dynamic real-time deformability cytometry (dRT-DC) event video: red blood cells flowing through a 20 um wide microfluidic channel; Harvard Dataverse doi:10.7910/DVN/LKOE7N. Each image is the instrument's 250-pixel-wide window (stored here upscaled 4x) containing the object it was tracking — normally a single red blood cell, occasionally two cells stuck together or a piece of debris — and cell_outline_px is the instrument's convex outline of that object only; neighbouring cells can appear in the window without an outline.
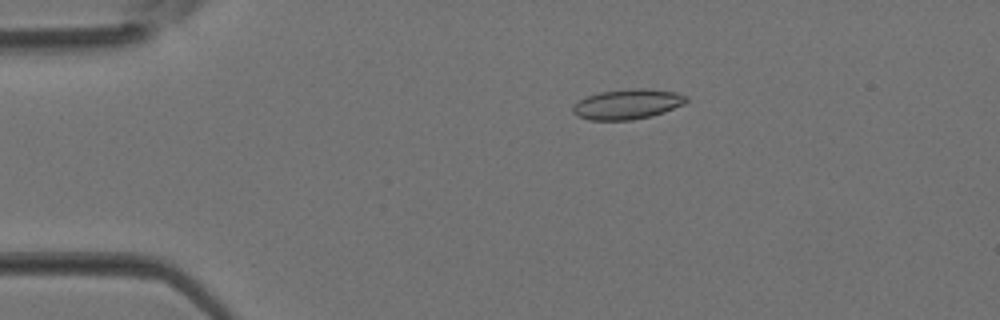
{"species": "Egyptian fruit bat (a non-hibernating species)", "species_latin": "Rousettus aegyptiacus", "temperature_condition": "room temperature", "stored_images_in_passage": 3, "camera_frame_rate_fps": 3000, "um_per_image_px": 0.085, "animal": {"sex": "female"}, "frame": {"image": 1, "passage_image": 2, "time_ms": 0.333, "image_size_px": [1000, 320], "cell_outline_px": [[688, 100], [684, 104], [664, 112], [652, 116], [632, 120], [588, 120], [576, 116], [572, 112], [572, 108], [580, 100], [588, 96], [600, 92], [632, 88], [648, 88], [676, 92], [688, 96]], "centroid_in_image_um": [53.36, 8.85], "position_along_channel_um": 31.6, "area_um2": 20.0}}